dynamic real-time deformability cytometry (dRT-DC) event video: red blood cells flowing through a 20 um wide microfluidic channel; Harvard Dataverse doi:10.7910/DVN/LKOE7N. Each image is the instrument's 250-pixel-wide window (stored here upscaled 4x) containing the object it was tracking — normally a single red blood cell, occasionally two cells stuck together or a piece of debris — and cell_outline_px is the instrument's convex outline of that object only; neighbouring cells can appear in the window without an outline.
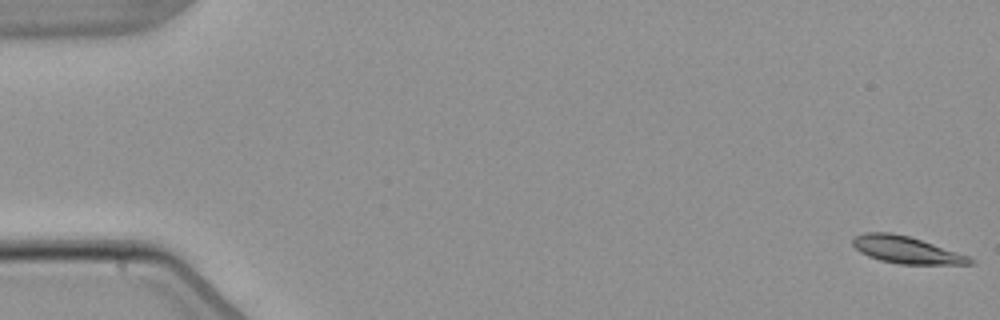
{"species": "common noctule bat (a hibernating species)", "species_latin": "Nyctalus noctula", "temperature_condition": "warm", "stored_images_in_passage": 6, "camera_frame_rate_fps": 3000, "um_per_image_px": 0.085, "animal": {"sex": "male", "body_mass_g": 21.5, "forearm_length_mm": 52.0}, "frame": {"image": 1, "passage_image": 1, "time_ms": 0.0, "image_size_px": [1000, 320], "cell_outline_px": [[976, 260], [972, 264], [900, 264], [880, 260], [868, 256], [860, 252], [852, 244], [852, 240], [856, 236], [864, 232], [888, 232], [908, 236], [968, 256]], "centroid_in_image_um": [77.0, 21.24], "position_along_channel_um": 8.0, "area_um2": 18.15}}
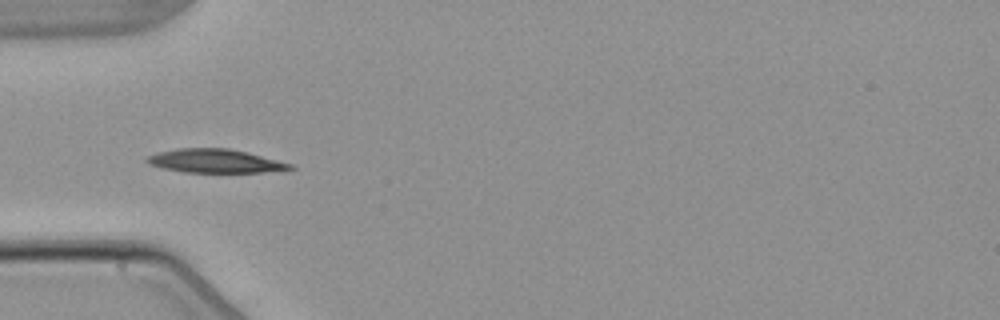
{"frame": {"image": 2, "passage_image": 5, "time_ms": 5.667, "image_size_px": [1000, 320], "cell_outline_px": [[296, 168], [264, 172], [184, 172], [164, 168], [148, 164], [144, 160], [144, 156], [156, 152], [176, 148], [228, 148], [248, 152], [292, 164]], "centroid_in_image_um": [18.21, 13.67], "position_along_channel_um": 66.8, "area_um2": 19.83}}